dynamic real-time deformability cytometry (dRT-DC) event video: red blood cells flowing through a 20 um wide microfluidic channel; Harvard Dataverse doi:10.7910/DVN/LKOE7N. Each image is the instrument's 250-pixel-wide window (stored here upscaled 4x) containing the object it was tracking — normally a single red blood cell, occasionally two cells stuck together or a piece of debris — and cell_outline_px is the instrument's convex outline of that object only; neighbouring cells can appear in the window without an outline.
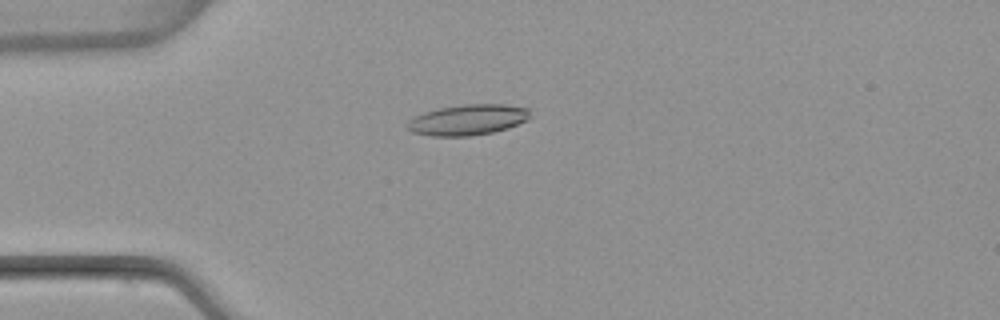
{"species": "common noctule bat (a hibernating species)", "species_latin": "Nyctalus noctula", "temperature_condition": "warm", "stored_images_in_passage": 40, "camera_frame_rate_fps": 3000, "um_per_image_px": 0.085, "animal": {"sex": "female", "body_mass_g": 22.7, "forearm_length_mm": 54.2}, "frame": {"image": 1, "passage_image": 2, "time_ms": 0.333, "image_size_px": [1000, 320], "cell_outline_px": [[528, 120], [508, 128], [492, 132], [472, 136], [432, 136], [412, 132], [408, 128], [408, 120], [424, 112], [440, 108], [464, 104], [504, 104], [528, 108]], "centroid_in_image_um": [39.76, 10.18], "position_along_channel_um": 45.2, "area_um2": 21.79}}
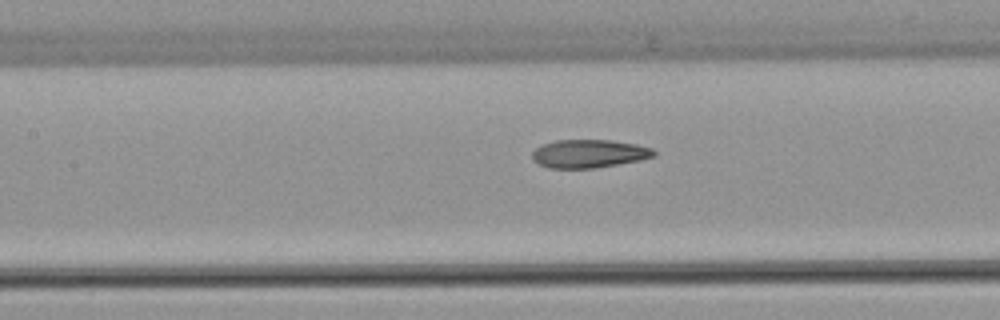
{"frame": {"image": 2, "passage_image": 12, "time_ms": 3.667, "image_size_px": [1000, 320], "cell_outline_px": [[656, 156], [640, 160], [596, 168], [548, 168], [532, 160], [532, 152], [536, 148], [544, 144], [556, 140], [608, 140], [636, 144], [652, 148], [656, 152]], "centroid_in_image_um": [50.07, 13.06], "position_along_channel_um": 157.3, "area_um2": 20.0}}
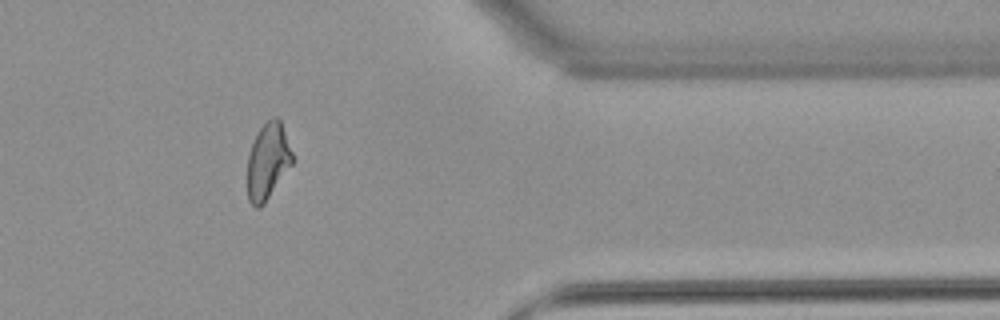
{"frame": {"image": 3, "passage_image": 31, "time_ms": 10.0, "image_size_px": [1000, 320], "cell_outline_px": [[292, 164], [264, 204], [260, 208], [256, 208], [248, 200], [248, 156], [256, 132], [272, 116], [276, 116], [280, 120], [292, 152]], "centroid_in_image_um": [22.75, 13.71], "position_along_channel_um": 388.6, "area_um2": 19.77}, "authors_computed_cell_mechanics": {"area_um2": 20.519, "velocity_mm_per_s": 3.9538, "shape_relaxation_time_tau1_ms": 5.4901, "shape_relaxation_time_tau2_ms": 2.0578, "deformation_change_tau1": 0.2034, "deformation_change_tau2": 0.1046}}